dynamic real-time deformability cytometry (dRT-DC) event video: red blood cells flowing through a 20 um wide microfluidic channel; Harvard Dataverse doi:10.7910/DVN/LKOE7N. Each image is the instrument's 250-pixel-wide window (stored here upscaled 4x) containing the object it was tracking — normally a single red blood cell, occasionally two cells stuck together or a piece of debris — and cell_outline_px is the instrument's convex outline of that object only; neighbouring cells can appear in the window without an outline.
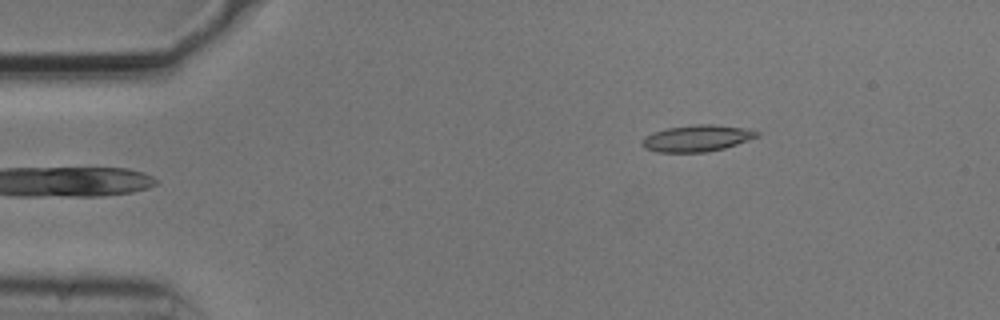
{"species": "common noctule bat (a hibernating species)", "species_latin": "Nyctalus noctula", "temperature_condition": "cold", "stored_images_in_passage": 47, "camera_frame_rate_fps": 3000, "um_per_image_px": 0.085, "animal": {"sex": "male", "body_mass_g": 20.5, "forearm_length_mm": 52.5}, "frame": {"image": 1, "passage_image": 2, "time_ms": 0.333, "image_size_px": [1000, 320], "cell_outline_px": [[760, 136], [724, 148], [708, 152], [656, 152], [644, 148], [640, 144], [644, 136], [652, 132], [668, 128], [696, 124], [712, 124], [744, 128], [760, 132]], "centroid_in_image_um": [59.21, 11.75], "position_along_channel_um": 25.8, "area_um2": 17.8}}
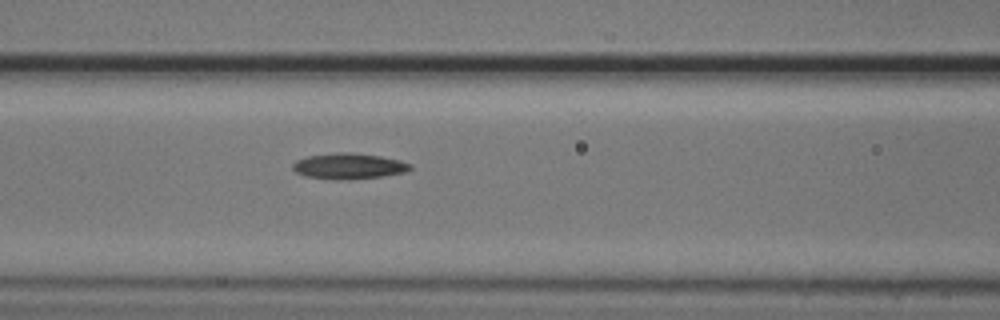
{"frame": {"image": 2, "passage_image": 16, "time_ms": 5.0, "image_size_px": [1000, 320], "cell_outline_px": [[412, 168], [404, 172], [384, 176], [304, 176], [296, 172], [292, 168], [292, 164], [296, 160], [308, 156], [336, 152], [352, 152], [380, 156], [400, 160], [412, 164]], "centroid_in_image_um": [29.67, 14.04], "position_along_channel_um": 136.9, "area_um2": 16.53}}
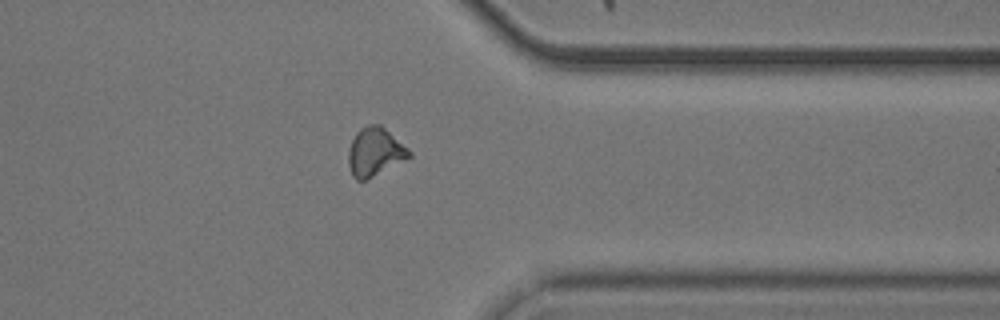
{"frame": {"image": 3, "passage_image": 36, "time_ms": 11.667, "image_size_px": [1000, 320], "cell_outline_px": [[412, 156], [364, 180], [356, 180], [352, 176], [348, 164], [348, 152], [352, 140], [356, 132], [360, 128], [368, 124], [380, 124], [408, 148], [412, 152]], "centroid_in_image_um": [31.85, 12.89], "position_along_channel_um": 379.6, "area_um2": 16.94}}